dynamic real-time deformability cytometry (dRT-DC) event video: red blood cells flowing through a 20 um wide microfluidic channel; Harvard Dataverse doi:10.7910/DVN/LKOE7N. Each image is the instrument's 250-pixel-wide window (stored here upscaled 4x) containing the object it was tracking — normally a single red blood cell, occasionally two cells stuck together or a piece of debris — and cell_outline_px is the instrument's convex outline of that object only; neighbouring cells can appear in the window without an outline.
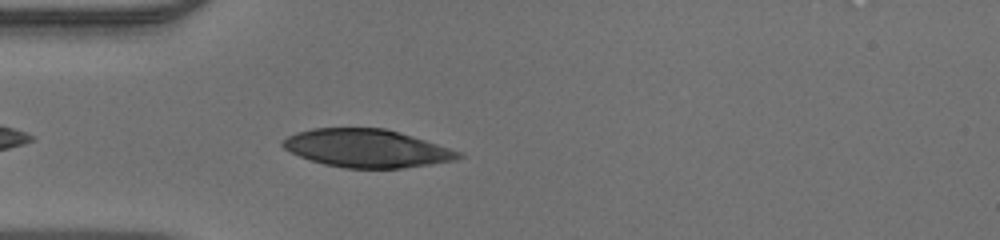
{"species": "human", "species_latin": "Homo sapiens", "temperature_condition": "warm", "stored_images_in_passage": 31, "camera_frame_rate_fps": 3000, "um_per_image_px": 0.085, "donor": {"sex": "male"}, "frame": {"image": 1, "passage_image": 4, "time_ms": 1.0, "image_size_px": [1000, 240], "cell_outline_px": [[464, 156], [456, 160], [432, 164], [400, 168], [344, 168], [324, 164], [300, 156], [284, 148], [280, 144], [280, 140], [296, 132], [312, 128], [384, 128], [400, 132], [464, 152]], "centroid_in_image_um": [31.2, 12.6], "position_along_channel_um": 53.8, "area_um2": 39.07}}
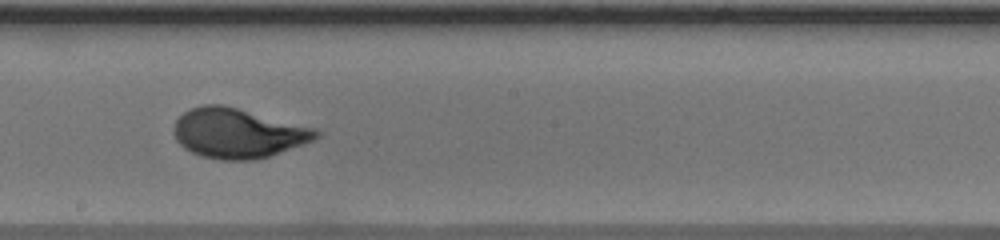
{"frame": {"image": 2, "passage_image": 17, "time_ms": 5.333, "image_size_px": [1000, 240], "cell_outline_px": [[320, 136], [304, 144], [256, 160], [220, 160], [200, 156], [184, 148], [176, 140], [172, 132], [176, 120], [184, 112], [192, 108], [204, 104], [224, 104], [316, 128], [320, 132]], "centroid_in_image_um": [20.2, 11.32], "position_along_channel_um": 228.0, "area_um2": 41.38}}
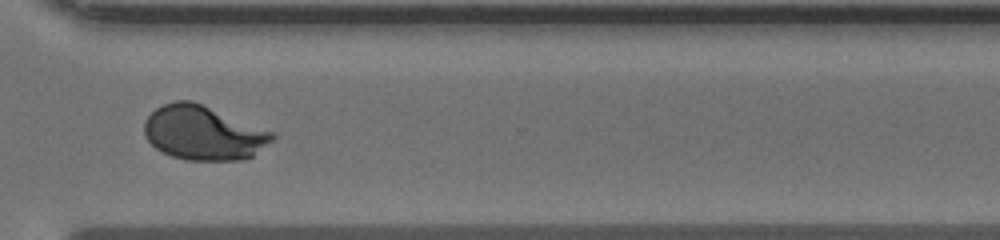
{"frame": {"image": 3, "passage_image": 26, "time_ms": 8.333, "image_size_px": [1000, 240], "cell_outline_px": [[276, 136], [272, 140], [252, 156], [240, 160], [188, 160], [172, 156], [156, 148], [148, 140], [144, 132], [144, 120], [156, 108], [164, 104], [176, 100], [192, 100], [272, 132]], "centroid_in_image_um": [17.25, 11.29], "position_along_channel_um": 353.4, "area_um2": 39.94}}